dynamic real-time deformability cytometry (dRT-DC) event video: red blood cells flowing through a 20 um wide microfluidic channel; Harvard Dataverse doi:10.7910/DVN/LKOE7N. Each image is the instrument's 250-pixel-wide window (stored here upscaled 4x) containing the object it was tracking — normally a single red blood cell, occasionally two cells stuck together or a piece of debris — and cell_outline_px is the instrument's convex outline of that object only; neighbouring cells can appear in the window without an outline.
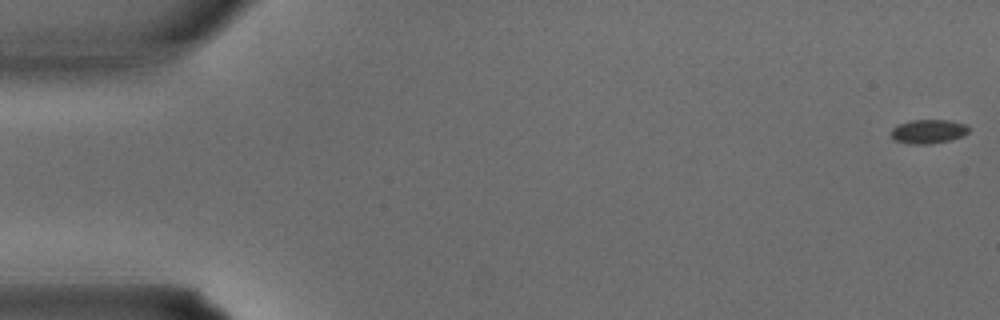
{"species": "common noctule bat (a hibernating species)", "species_latin": "Nyctalus noctula", "temperature_condition": "warm", "stored_images_in_passage": 35, "camera_frame_rate_fps": 3000, "um_per_image_px": 0.085, "animal": {"sex": "male", "body_mass_g": 15.6}, "frame": {"image": 1, "passage_image": 1, "time_ms": 0.0, "image_size_px": [1000, 320], "cell_outline_px": [[968, 132], [960, 136], [948, 140], [928, 144], [908, 144], [892, 140], [888, 132], [892, 128], [900, 124], [912, 120], [948, 120], [964, 124], [968, 128]], "centroid_in_image_um": [78.8, 11.18], "position_along_channel_um": 6.2, "area_um2": 10.81}}
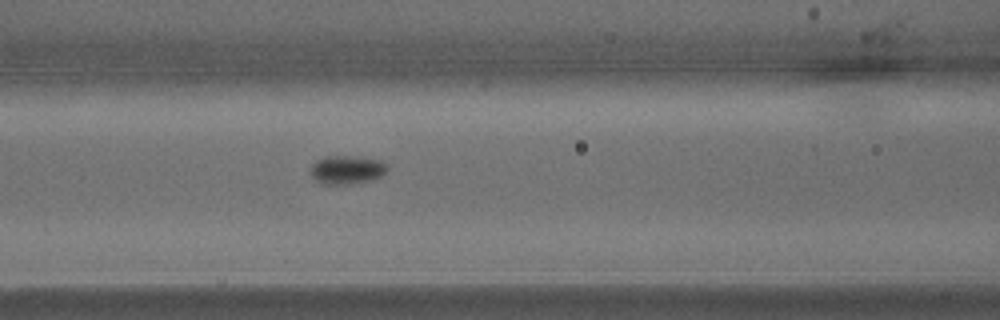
{"frame": {"image": 2, "passage_image": 15, "time_ms": 4.667, "image_size_px": [1000, 320], "cell_outline_px": [[388, 168], [380, 176], [368, 180], [344, 184], [320, 184], [312, 176], [312, 164], [316, 160], [328, 156], [360, 156], [380, 160], [388, 164]], "centroid_in_image_um": [29.49, 14.41], "position_along_channel_um": 137.1, "area_um2": 12.6}}
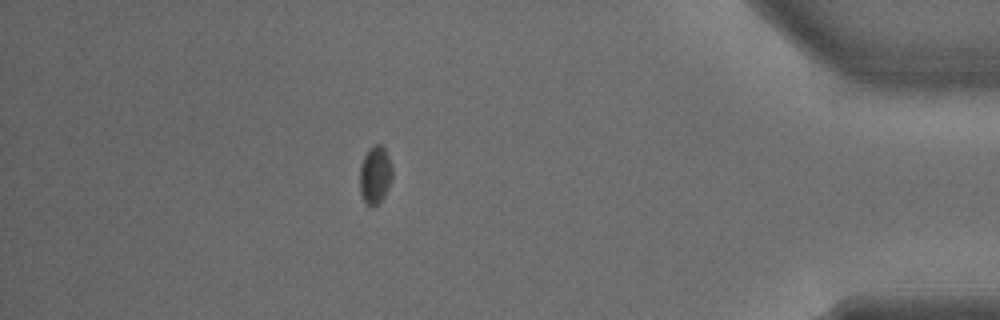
{"frame": {"image": 3, "passage_image": 31, "time_ms": 10.0, "image_size_px": [1000, 320], "cell_outline_px": [[392, 176], [384, 196], [376, 204], [368, 204], [364, 200], [360, 192], [360, 164], [368, 148], [376, 144], [380, 144], [384, 148], [388, 156], [392, 168]], "centroid_in_image_um": [31.87, 14.81], "position_along_channel_um": 403.3, "area_um2": 10.69}}